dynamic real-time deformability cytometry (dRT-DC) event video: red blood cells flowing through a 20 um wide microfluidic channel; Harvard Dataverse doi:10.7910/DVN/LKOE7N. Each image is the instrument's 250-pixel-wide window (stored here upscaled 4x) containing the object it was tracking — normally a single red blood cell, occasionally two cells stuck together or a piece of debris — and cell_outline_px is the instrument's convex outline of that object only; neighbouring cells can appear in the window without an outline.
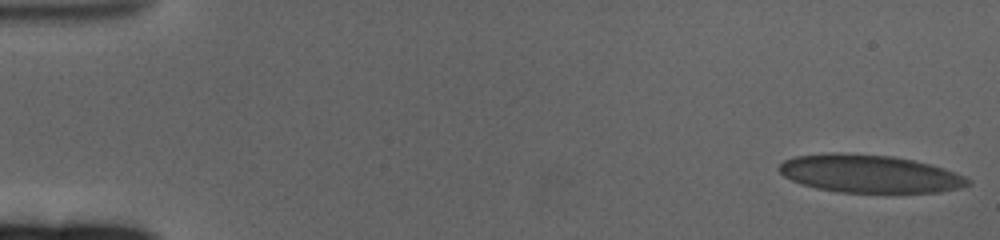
{"species": "human", "species_latin": "Homo sapiens", "temperature_condition": "cold", "stored_images_in_passage": 62, "camera_frame_rate_fps": 3000, "um_per_image_px": 0.085, "donor": {"sex": "female"}, "frame": {"image": 1, "passage_image": 1, "time_ms": 0.0, "image_size_px": [1000, 240], "cell_outline_px": [[972, 180], [968, 184], [960, 188], [936, 192], [836, 192], [816, 188], [800, 184], [784, 176], [776, 168], [784, 160], [796, 156], [832, 152], [836, 152], [892, 156], [912, 160], [928, 164], [964, 176]], "centroid_in_image_um": [73.83, 14.77], "position_along_channel_um": 11.2, "area_um2": 41.38}}
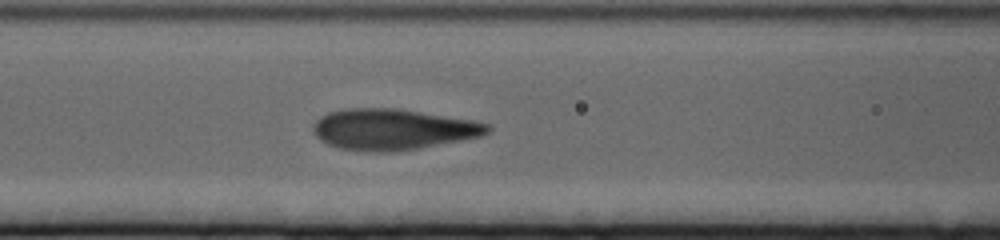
{"frame": {"image": 2, "passage_image": 26, "time_ms": 8.333, "image_size_px": [1000, 240], "cell_outline_px": [[492, 128], [488, 132], [480, 136], [420, 148], [392, 152], [372, 152], [340, 148], [328, 144], [320, 140], [316, 136], [312, 128], [312, 124], [320, 116], [328, 112], [348, 108], [400, 108], [472, 120], [488, 124]], "centroid_in_image_um": [33.36, 10.99], "position_along_channel_um": 133.2, "area_um2": 41.67}}
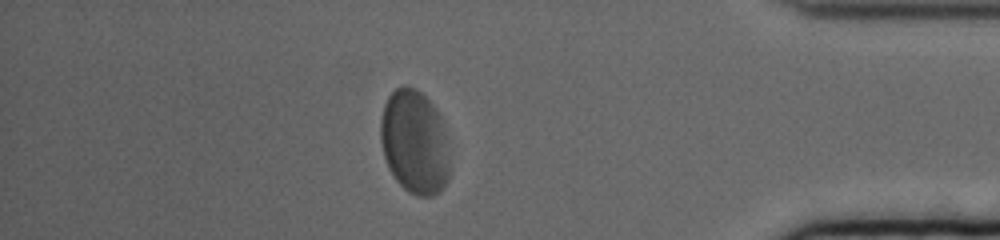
{"frame": {"image": 3, "passage_image": 54, "time_ms": 17.667, "image_size_px": [1000, 240], "cell_outline_px": [[448, 180], [440, 192], [432, 196], [416, 196], [408, 192], [396, 180], [388, 168], [384, 156], [380, 140], [380, 120], [384, 104], [388, 96], [396, 88], [404, 84], [408, 84], [416, 88], [440, 112], [448, 144]], "centroid_in_image_um": [35.23, 12.06], "position_along_channel_um": 400.0, "area_um2": 42.43}, "authors_computed_cell_mechanics": {"area_um2": 41.9628, "velocity_mm_per_s": 3.1946, "shape_relaxation_time_tau1_ms": 3.3871, "shape_relaxation_time_tau2_ms": null, "deformation_change_tau1": 0.1602, "deformation_change_tau2": null}}